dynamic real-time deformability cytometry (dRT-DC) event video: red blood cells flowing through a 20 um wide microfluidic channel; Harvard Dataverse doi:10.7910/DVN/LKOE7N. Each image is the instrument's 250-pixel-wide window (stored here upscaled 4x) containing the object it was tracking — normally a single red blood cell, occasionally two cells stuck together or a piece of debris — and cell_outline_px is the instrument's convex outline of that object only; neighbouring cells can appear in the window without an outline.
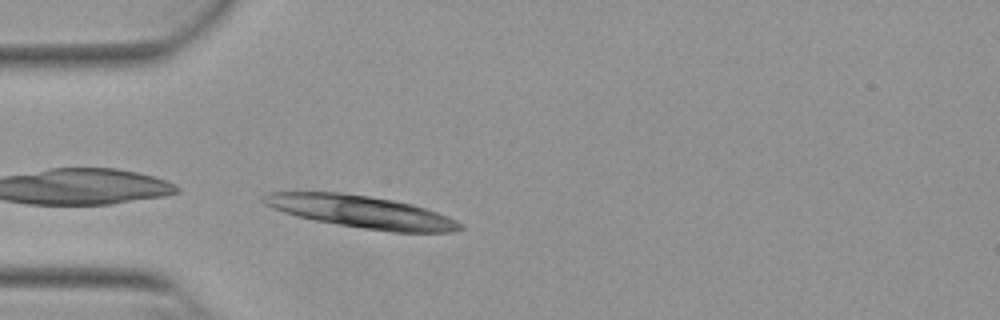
{"species": "Egyptian fruit bat (a non-hibernating species)", "species_latin": "Rousettus aegyptiacus", "temperature_condition": "warm", "stored_images_in_passage": 6, "camera_frame_rate_fps": 3000, "um_per_image_px": 0.085, "animal": {"sex": "female"}, "frame": {"image": 1, "passage_image": 6, "time_ms": 1.667, "image_size_px": [1000, 320], "cell_outline_px": [[464, 228], [452, 232], [392, 232], [364, 228], [316, 220], [296, 216], [272, 208], [264, 204], [260, 200], [268, 192], [340, 192], [368, 196], [392, 200], [412, 204], [448, 216], [464, 224]], "centroid_in_image_um": [30.72, 18.0], "position_along_channel_um": 54.3, "area_um2": 36.7}}